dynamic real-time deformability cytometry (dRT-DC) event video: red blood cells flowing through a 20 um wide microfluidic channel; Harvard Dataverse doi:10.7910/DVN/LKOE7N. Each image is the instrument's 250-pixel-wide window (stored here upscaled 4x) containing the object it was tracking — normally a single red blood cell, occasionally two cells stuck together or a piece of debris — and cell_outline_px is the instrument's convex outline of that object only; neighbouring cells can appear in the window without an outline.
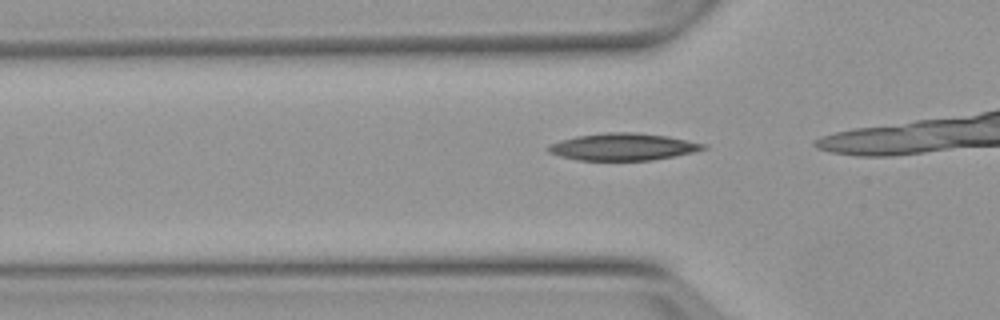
{"species": "Egyptian fruit bat (a non-hibernating species)", "species_latin": "Rousettus aegyptiacus", "temperature_condition": "warm", "stored_images_in_passage": 15, "camera_frame_rate_fps": 3000, "um_per_image_px": 0.085, "animal": {"sex": "female"}, "frame": {"image": 1, "passage_image": 12, "time_ms": 3.667, "image_size_px": [1000, 320], "cell_outline_px": [[708, 148], [676, 156], [652, 160], [580, 160], [560, 156], [548, 152], [544, 148], [548, 144], [560, 140], [576, 136], [608, 132], [636, 132], [668, 136], [704, 144]], "centroid_in_image_um": [52.91, 12.47], "position_along_channel_um": 72.9, "area_um2": 24.51}}